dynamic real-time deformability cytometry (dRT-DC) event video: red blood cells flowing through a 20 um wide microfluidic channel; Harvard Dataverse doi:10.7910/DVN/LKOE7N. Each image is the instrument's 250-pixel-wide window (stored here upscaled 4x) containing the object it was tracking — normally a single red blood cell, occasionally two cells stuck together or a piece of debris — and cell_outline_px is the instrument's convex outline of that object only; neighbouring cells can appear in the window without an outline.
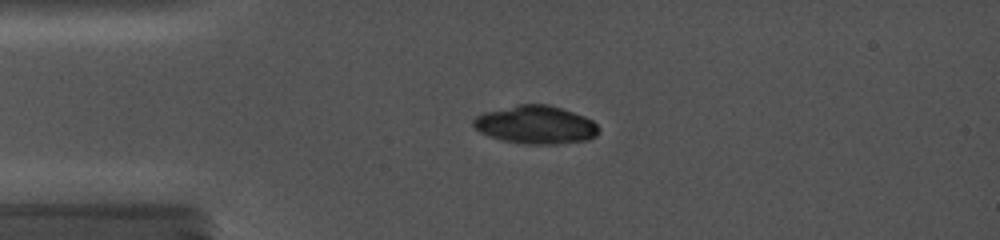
{"species": "common noctule bat (a hibernating species)", "species_latin": "Nyctalus noctula", "temperature_condition": "cold", "stored_images_in_passage": 9, "camera_frame_rate_fps": 5000, "um_per_image_px": 0.085, "animal": {"sex": "female", "body_mass_g": 19.0, "forearm_length_mm": 56.7}, "frame": {"image": 1, "passage_image": 7, "time_ms": 3.8, "image_size_px": [1000, 240], "cell_outline_px": [[596, 136], [584, 140], [556, 144], [524, 144], [504, 140], [480, 132], [472, 124], [472, 120], [476, 116], [488, 112], [520, 104], [544, 104], [560, 108], [572, 112], [592, 120], [596, 124]], "centroid_in_image_um": [45.52, 10.61], "position_along_channel_um": 39.5, "area_um2": 27.11}}